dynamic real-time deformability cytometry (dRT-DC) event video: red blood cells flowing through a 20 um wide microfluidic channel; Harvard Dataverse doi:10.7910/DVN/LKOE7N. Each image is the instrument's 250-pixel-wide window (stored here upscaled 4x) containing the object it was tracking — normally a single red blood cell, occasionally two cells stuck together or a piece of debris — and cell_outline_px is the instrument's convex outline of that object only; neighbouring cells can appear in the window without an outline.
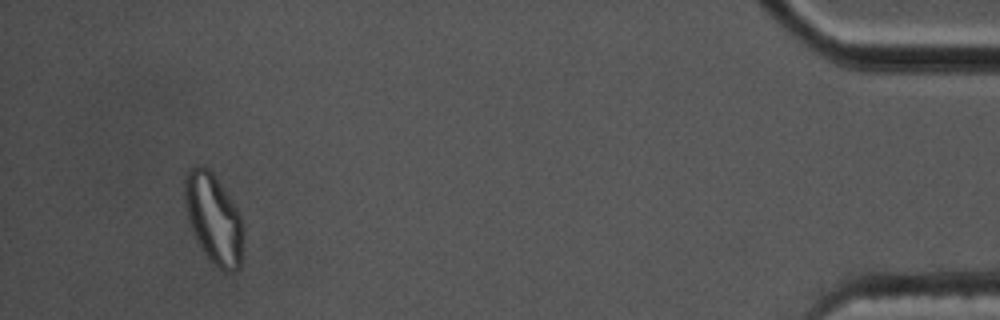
{"species": "common noctule bat (a hibernating species)", "species_latin": "Nyctalus noctula", "temperature_condition": "cold", "stored_images_in_passage": 43, "segment_of_instrument_passage": [2, 2], "camera_frame_rate_fps": 3000, "um_per_image_px": 0.085, "animal": {"sex": "male", "body_mass_g": 17.5, "forearm_length_mm": 52.3}, "frame": {"image": 1, "passage_image": 40, "time_ms": 13.0, "image_size_px": [1000, 320], "cell_outline_px": [[244, 236], [240, 264], [232, 272], [224, 272], [208, 260], [192, 228], [184, 204], [184, 176], [196, 164], [200, 164], [208, 168], [212, 172], [240, 212], [244, 232]], "centroid_in_image_um": [18.17, 18.57], "position_along_channel_um": 417.0, "area_um2": 30.63}}